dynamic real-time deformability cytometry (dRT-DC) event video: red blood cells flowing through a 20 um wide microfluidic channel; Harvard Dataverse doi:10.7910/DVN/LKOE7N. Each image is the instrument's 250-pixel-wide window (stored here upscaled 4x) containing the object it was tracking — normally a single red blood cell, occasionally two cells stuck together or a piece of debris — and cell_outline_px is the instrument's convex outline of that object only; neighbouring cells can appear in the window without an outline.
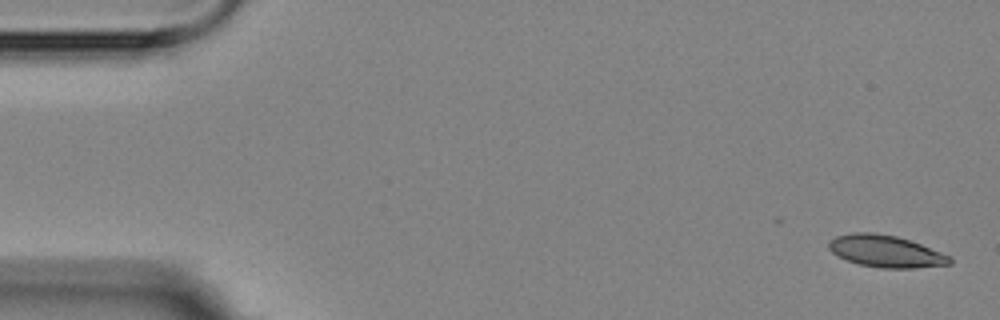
{"species": "Egyptian fruit bat (a non-hibernating species)", "species_latin": "Rousettus aegyptiacus", "temperature_condition": "room temperature", "stored_images_in_passage": 2, "camera_frame_rate_fps": 3000, "um_per_image_px": 0.085, "animal": {"sex": "female"}, "frame": {"image": 1, "passage_image": 2, "time_ms": 1.0, "image_size_px": [1000, 320], "cell_outline_px": [[952, 264], [916, 268], [880, 268], [860, 264], [836, 256], [828, 248], [828, 244], [836, 236], [852, 232], [872, 232], [896, 236], [920, 244], [952, 256]], "centroid_in_image_um": [75.3, 21.36], "position_along_channel_um": 9.7, "area_um2": 22.54}}